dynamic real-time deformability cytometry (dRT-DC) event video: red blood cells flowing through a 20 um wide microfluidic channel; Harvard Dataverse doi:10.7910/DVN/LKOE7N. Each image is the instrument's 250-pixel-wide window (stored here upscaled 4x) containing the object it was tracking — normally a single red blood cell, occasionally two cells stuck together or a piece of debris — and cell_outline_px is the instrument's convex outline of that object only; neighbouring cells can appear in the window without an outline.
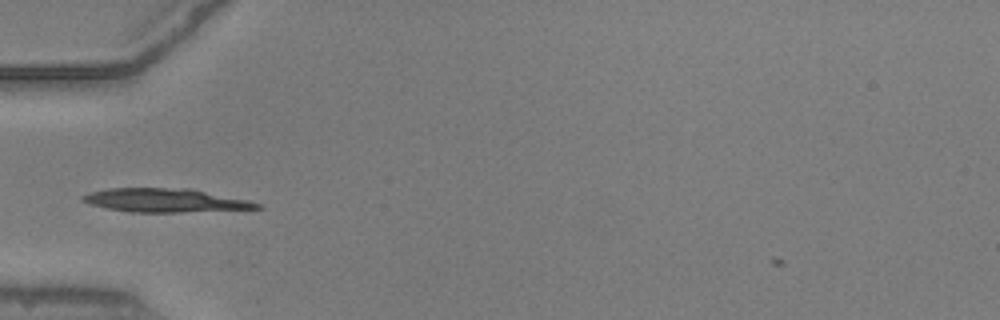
{"species": "common noctule bat (a hibernating species)", "species_latin": "Nyctalus noctula", "temperature_condition": "warm", "stored_images_in_passage": 37, "camera_frame_rate_fps": 3000, "um_per_image_px": 0.085, "animal": {"sex": "male", "body_mass_g": 20.5, "forearm_length_mm": 52.5}, "frame": {"image": 1, "passage_image": 2, "time_ms": 0.333, "image_size_px": [1000, 320], "cell_outline_px": [[264, 208], [180, 212], [128, 212], [88, 204], [80, 200], [80, 196], [92, 192], [112, 188], [192, 188], [248, 200], [264, 204]], "centroid_in_image_um": [14.08, 17.03], "position_along_channel_um": 70.9, "area_um2": 24.1}}
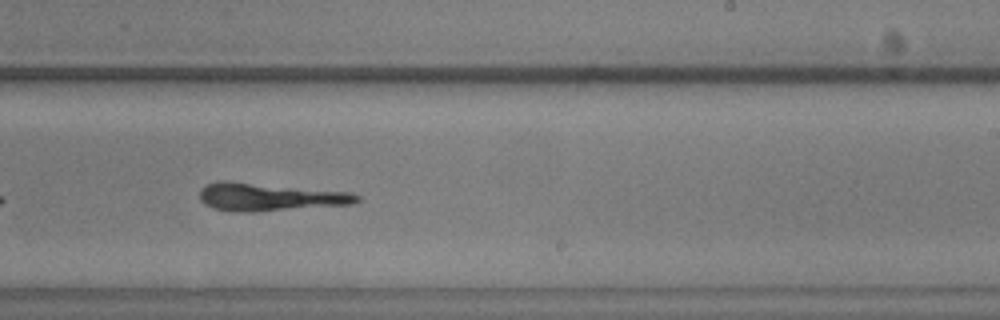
{"frame": {"image": 2, "passage_image": 17, "time_ms": 5.333, "image_size_px": [1000, 320], "cell_outline_px": [[360, 200], [356, 204], [256, 212], [232, 212], [212, 208], [204, 204], [200, 200], [200, 188], [208, 184], [220, 180], [228, 180], [352, 192], [360, 196]], "centroid_in_image_um": [22.93, 16.74], "position_along_channel_um": 266.1, "area_um2": 26.18}}
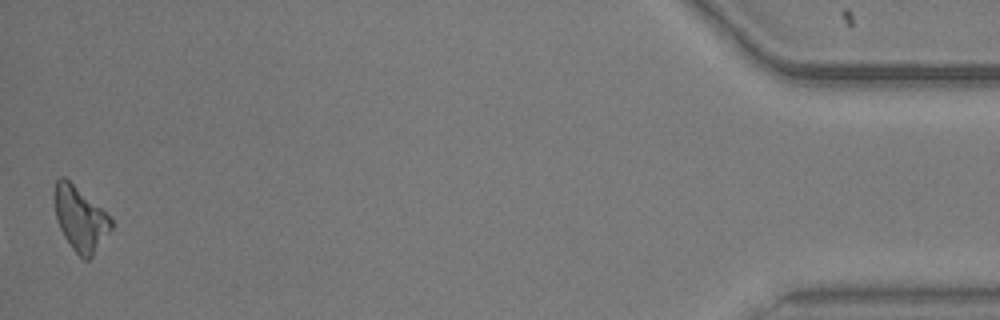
{"frame": {"image": 3, "passage_image": 36, "time_ms": 11.667, "image_size_px": [1000, 320], "cell_outline_px": [[112, 228], [92, 256], [88, 260], [84, 260], [72, 248], [64, 236], [56, 220], [56, 180], [60, 176], [64, 176], [100, 208], [112, 220]], "centroid_in_image_um": [6.82, 18.63], "position_along_channel_um": 428.4, "area_um2": 20.4}}